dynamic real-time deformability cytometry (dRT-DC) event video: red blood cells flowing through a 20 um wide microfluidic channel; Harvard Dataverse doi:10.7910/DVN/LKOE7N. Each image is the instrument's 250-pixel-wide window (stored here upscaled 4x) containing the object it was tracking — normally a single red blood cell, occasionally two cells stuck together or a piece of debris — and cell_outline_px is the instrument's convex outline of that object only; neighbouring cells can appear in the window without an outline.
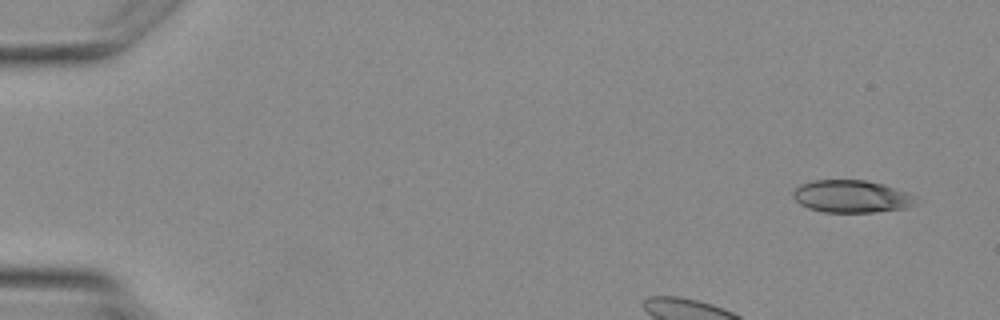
{"species": "Egyptian fruit bat (a non-hibernating species)", "species_latin": "Rousettus aegyptiacus", "temperature_condition": "warm", "stored_images_in_passage": 3, "camera_frame_rate_fps": 3000, "um_per_image_px": 0.085, "animal": {"sex": "female"}, "frame": {"image": 1, "passage_image": 1, "time_ms": 0.0, "image_size_px": [1000, 320], "cell_outline_px": [[920, 200], [916, 204], [908, 208], [876, 212], [824, 212], [808, 208], [800, 204], [792, 196], [792, 192], [800, 184], [812, 180], [864, 180], [884, 184], [908, 192], [916, 196]], "centroid_in_image_um": [72.43, 16.7], "position_along_channel_um": 12.6, "area_um2": 23.58}}